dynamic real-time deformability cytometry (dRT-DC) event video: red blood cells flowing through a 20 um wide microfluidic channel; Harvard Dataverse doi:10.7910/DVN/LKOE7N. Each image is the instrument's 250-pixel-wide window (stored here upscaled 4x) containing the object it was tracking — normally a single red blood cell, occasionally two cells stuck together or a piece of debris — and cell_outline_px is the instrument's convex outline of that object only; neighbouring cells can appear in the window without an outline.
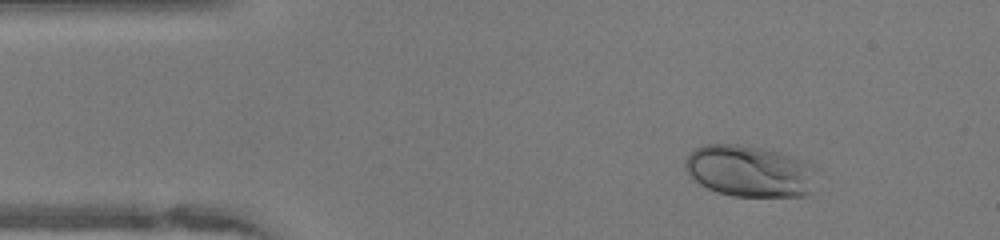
{"species": "human", "species_latin": "Homo sapiens", "temperature_condition": "warm", "stored_images_in_passage": 43, "camera_frame_rate_fps": 3000, "um_per_image_px": 0.085, "donor": {"sex": "female"}, "frame": {"image": 1, "passage_image": 1, "time_ms": 0.0, "image_size_px": [1000, 240], "cell_outline_px": [[820, 168], [808, 192], [804, 196], [732, 196], [716, 192], [700, 184], [688, 172], [684, 164], [688, 156], [696, 148], [704, 144], [736, 144], [760, 148], [780, 152], [812, 164]], "centroid_in_image_um": [63.75, 14.54], "position_along_channel_um": 21.3, "area_um2": 39.36}}
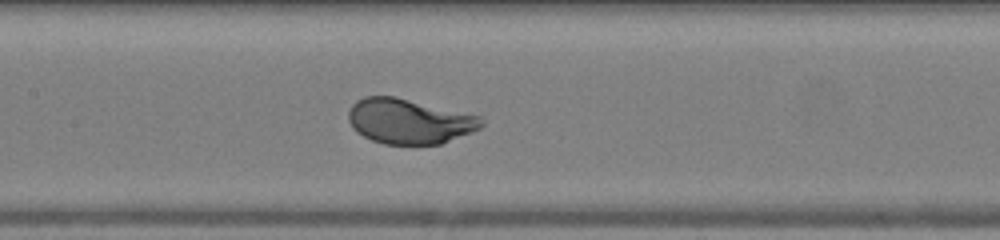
{"frame": {"image": 2, "passage_image": 17, "time_ms": 5.333, "image_size_px": [1000, 240], "cell_outline_px": [[484, 124], [480, 128], [472, 132], [440, 144], [384, 144], [372, 140], [356, 132], [352, 128], [348, 120], [348, 112], [352, 104], [356, 100], [364, 96], [392, 96], [480, 116], [484, 120]], "centroid_in_image_um": [34.75, 10.31], "position_along_channel_um": 172.6, "area_um2": 34.74}}
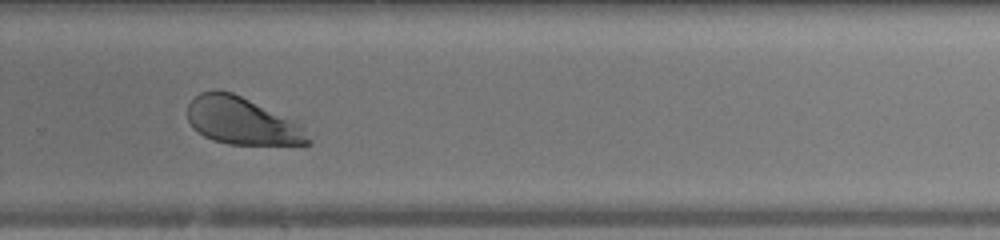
{"frame": {"image": 3, "passage_image": 27, "time_ms": 8.667, "image_size_px": [1000, 240], "cell_outline_px": [[312, 140], [304, 148], [228, 144], [212, 140], [204, 136], [192, 128], [188, 120], [188, 104], [200, 92], [216, 88], [232, 92], [304, 124]], "centroid_in_image_um": [20.7, 10.34], "position_along_channel_um": 309.1, "area_um2": 34.8}, "authors_computed_cell_mechanics": {"area_um2": 35.258, "velocity_mm_per_s": 4.1108, "shape_relaxation_time_tau1_ms": 1.8833, "shape_relaxation_time_tau2_ms": null, "deformation_change_tau1": 0.127, "deformation_change_tau2": null}}